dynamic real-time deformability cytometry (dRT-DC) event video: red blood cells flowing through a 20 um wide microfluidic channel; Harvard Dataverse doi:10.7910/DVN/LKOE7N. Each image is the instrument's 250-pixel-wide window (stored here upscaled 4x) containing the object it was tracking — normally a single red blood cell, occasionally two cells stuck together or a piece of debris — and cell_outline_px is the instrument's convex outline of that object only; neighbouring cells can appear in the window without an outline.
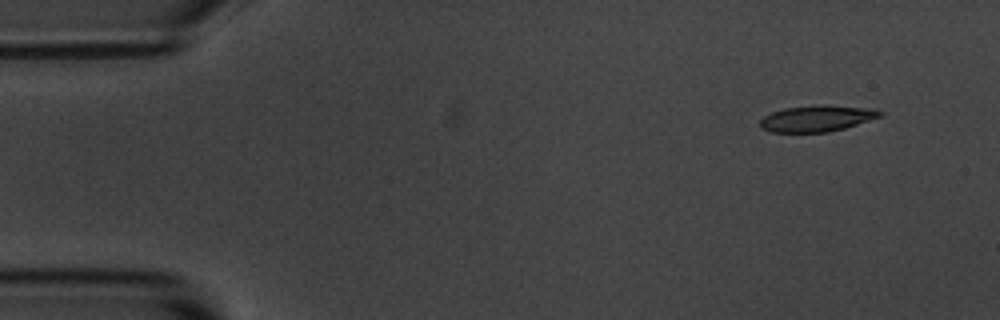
{"species": "common noctule bat (a hibernating species)", "species_latin": "Nyctalus noctula", "temperature_condition": "room temperature", "stored_images_in_passage": 5, "camera_frame_rate_fps": 3000, "um_per_image_px": 0.085, "animal": {"sex": "male", "body_mass_g": 20.1, "forearm_length_mm": 53.5}, "frame": {"image": 1, "passage_image": 1, "time_ms": 0.0, "image_size_px": [1000, 320], "cell_outline_px": [[884, 116], [844, 128], [828, 132], [772, 132], [760, 128], [760, 120], [764, 116], [772, 112], [784, 108], [816, 104], [824, 104], [876, 108], [884, 112]], "centroid_in_image_um": [69.49, 10.05], "position_along_channel_um": 15.5, "area_um2": 18.73}}